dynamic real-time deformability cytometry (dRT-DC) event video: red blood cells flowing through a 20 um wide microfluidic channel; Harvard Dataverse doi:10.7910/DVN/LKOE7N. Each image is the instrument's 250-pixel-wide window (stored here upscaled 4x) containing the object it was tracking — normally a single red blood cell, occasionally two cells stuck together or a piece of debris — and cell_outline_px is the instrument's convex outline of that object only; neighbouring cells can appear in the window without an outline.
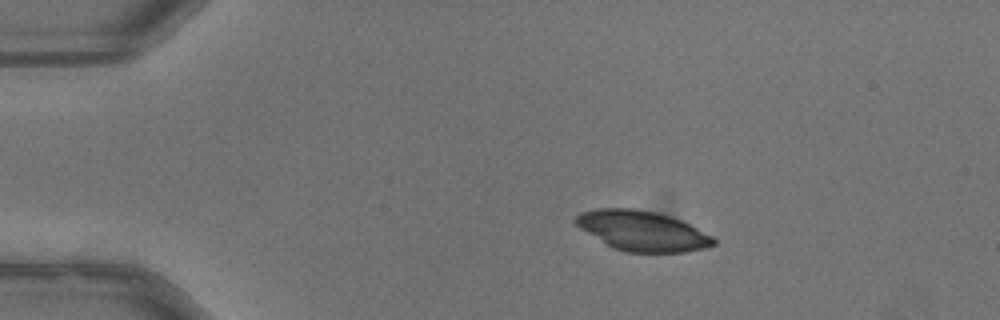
{"species": "common noctule bat (a hibernating species)", "species_latin": "Nyctalus noctula", "temperature_condition": "warm", "stored_images_in_passage": 43, "camera_frame_rate_fps": 3000, "um_per_image_px": 0.085, "animal": {"sex": "male", "body_mass_g": 13.3}, "frame": {"image": 1, "passage_image": 1, "time_ms": 0.0, "image_size_px": [1000, 320], "cell_outline_px": [[716, 244], [704, 248], [684, 252], [624, 252], [612, 248], [580, 228], [576, 224], [576, 216], [580, 212], [600, 208], [632, 208], [656, 212], [680, 220], [712, 236], [716, 240]], "centroid_in_image_um": [54.58, 19.63], "position_along_channel_um": 30.4, "area_um2": 31.85}}